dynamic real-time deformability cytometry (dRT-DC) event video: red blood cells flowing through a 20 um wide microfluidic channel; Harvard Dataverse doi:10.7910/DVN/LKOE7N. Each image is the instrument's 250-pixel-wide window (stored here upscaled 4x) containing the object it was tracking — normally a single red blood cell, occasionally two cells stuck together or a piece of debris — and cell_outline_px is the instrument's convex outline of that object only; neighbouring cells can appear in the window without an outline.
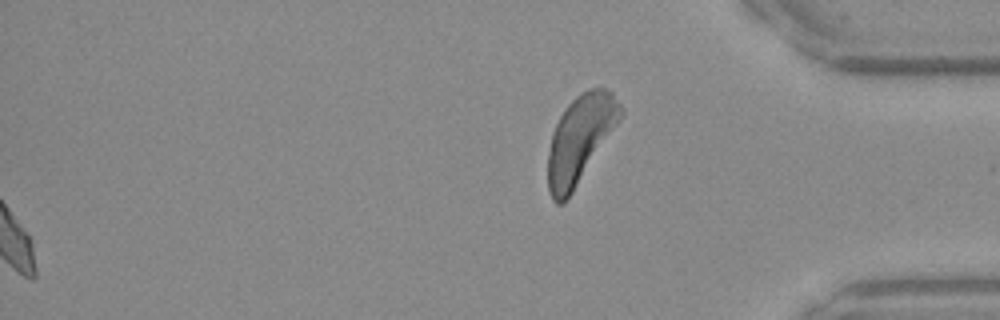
{"species": "Egyptian fruit bat (a non-hibernating species)", "species_latin": "Rousettus aegyptiacus", "temperature_condition": "warm", "stored_images_in_passage": 43, "segment_of_instrument_passage": [2, 2], "camera_frame_rate_fps": 3000, "um_per_image_px": 0.085, "frame": {"image": 1, "passage_image": 43, "time_ms": 14.0, "image_size_px": [1000, 320], "cell_outline_px": [[624, 116], [564, 204], [556, 204], [552, 200], [548, 192], [548, 152], [552, 132], [560, 116], [568, 104], [576, 96], [588, 88], [604, 88], [612, 92], [624, 108]], "centroid_in_image_um": [49.33, 11.82], "position_along_channel_um": 385.9, "area_um2": 37.22}}